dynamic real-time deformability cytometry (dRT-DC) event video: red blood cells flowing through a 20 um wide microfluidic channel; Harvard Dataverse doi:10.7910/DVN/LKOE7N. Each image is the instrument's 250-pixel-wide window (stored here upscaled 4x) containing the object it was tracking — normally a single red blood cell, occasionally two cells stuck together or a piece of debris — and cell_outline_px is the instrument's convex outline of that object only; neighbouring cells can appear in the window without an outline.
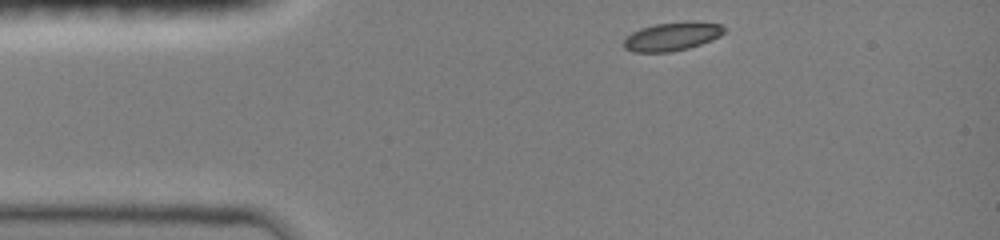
{"species": "common noctule bat (a hibernating species)", "species_latin": "Nyctalus noctula", "temperature_condition": "room temperature", "stored_images_in_passage": 35, "camera_frame_rate_fps": 3000, "um_per_image_px": 0.085, "animal": {"sex": "female", "body_mass_g": 19.0, "forearm_length_mm": 51.5}, "frame": {"image": 1, "passage_image": 1, "time_ms": 0.0, "image_size_px": [1000, 240], "cell_outline_px": [[724, 32], [720, 36], [712, 40], [688, 48], [672, 52], [632, 52], [624, 48], [624, 40], [632, 32], [640, 28], [656, 24], [688, 20], [692, 20], [720, 24], [724, 28]], "centroid_in_image_um": [57.13, 3.09], "position_along_channel_um": 27.9, "area_um2": 16.82}}
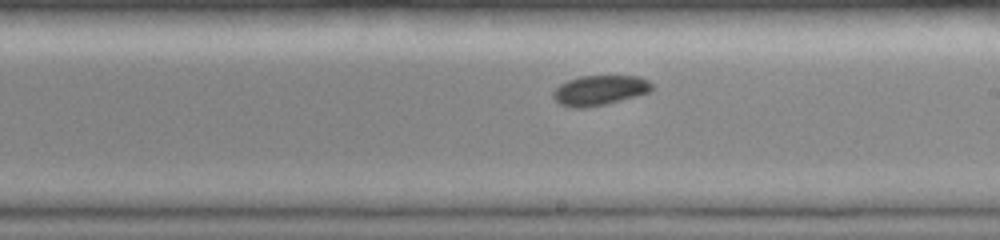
{"frame": {"image": 2, "passage_image": 20, "time_ms": 6.333, "image_size_px": [1000, 240], "cell_outline_px": [[652, 88], [648, 92], [636, 96], [604, 104], [584, 108], [572, 108], [560, 104], [552, 96], [552, 92], [560, 84], [568, 80], [580, 76], [640, 76], [648, 80], [652, 84]], "centroid_in_image_um": [50.95, 7.67], "position_along_channel_um": 238.1, "area_um2": 17.11}}
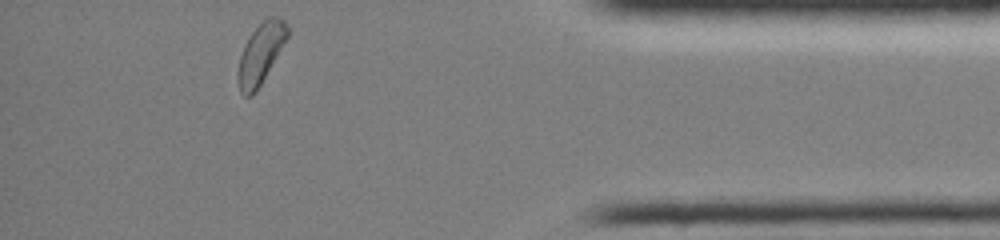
{"frame": {"image": 3, "passage_image": 35, "time_ms": 11.333, "image_size_px": [1000, 240], "cell_outline_px": [[288, 36], [256, 92], [252, 96], [244, 96], [240, 92], [236, 80], [236, 72], [240, 56], [244, 44], [248, 36], [268, 16], [276, 16], [284, 20], [288, 28]], "centroid_in_image_um": [22.11, 4.58], "position_along_channel_um": 413.1, "area_um2": 17.4}, "authors_computed_cell_mechanics": {"area_um2": 17.2822, "velocity_mm_per_s": 4.0437, "shape_relaxation_time_tau1_ms": 2.0826, "shape_relaxation_time_tau2_ms": null, "deformation_change_tau1": 0.0714, "deformation_change_tau2": null}}